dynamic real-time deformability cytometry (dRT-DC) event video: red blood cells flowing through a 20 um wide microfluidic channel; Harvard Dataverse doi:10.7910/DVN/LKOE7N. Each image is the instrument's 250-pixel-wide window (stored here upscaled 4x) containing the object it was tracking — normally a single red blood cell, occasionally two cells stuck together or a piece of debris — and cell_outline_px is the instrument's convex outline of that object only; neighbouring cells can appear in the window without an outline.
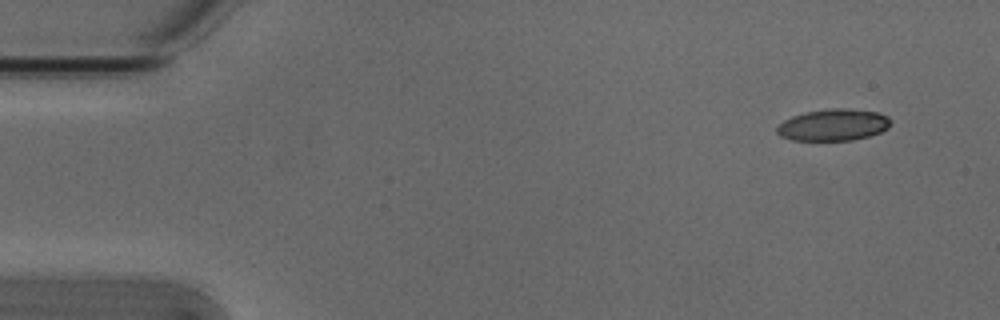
{"species": "Egyptian fruit bat (a non-hibernating species)", "species_latin": "Rousettus aegyptiacus", "temperature_condition": "cold", "stored_images_in_passage": 4, "camera_frame_rate_fps": 3000, "um_per_image_px": 0.085, "animal": {"sex": "male"}, "frame": {"image": 1, "passage_image": 1, "time_ms": 0.0, "image_size_px": [1000, 320], "cell_outline_px": [[892, 120], [888, 128], [880, 132], [868, 136], [852, 140], [792, 140], [780, 136], [776, 132], [776, 128], [784, 120], [792, 116], [804, 112], [828, 108], [844, 108], [876, 112], [888, 116]], "centroid_in_image_um": [70.82, 10.61], "position_along_channel_um": 14.2, "area_um2": 21.04}}
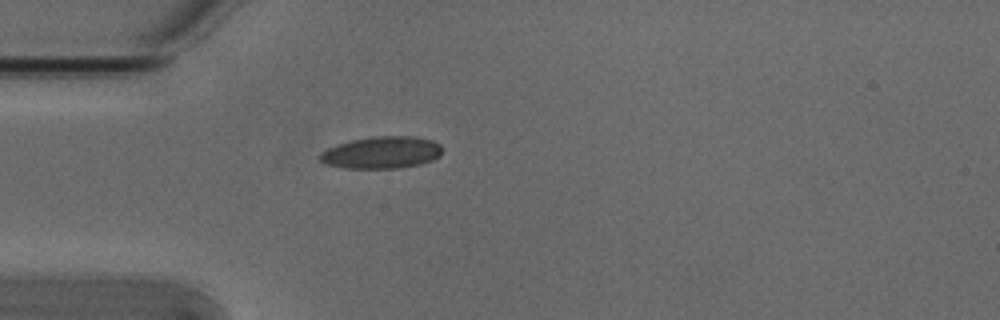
{"frame": {"image": 2, "passage_image": 4, "time_ms": 1.0, "image_size_px": [1000, 320], "cell_outline_px": [[440, 156], [432, 160], [420, 164], [400, 168], [344, 168], [324, 164], [320, 160], [320, 152], [336, 144], [352, 140], [372, 136], [416, 136], [432, 140], [440, 144]], "centroid_in_image_um": [32.42, 12.96], "position_along_channel_um": 52.6, "area_um2": 22.95}}